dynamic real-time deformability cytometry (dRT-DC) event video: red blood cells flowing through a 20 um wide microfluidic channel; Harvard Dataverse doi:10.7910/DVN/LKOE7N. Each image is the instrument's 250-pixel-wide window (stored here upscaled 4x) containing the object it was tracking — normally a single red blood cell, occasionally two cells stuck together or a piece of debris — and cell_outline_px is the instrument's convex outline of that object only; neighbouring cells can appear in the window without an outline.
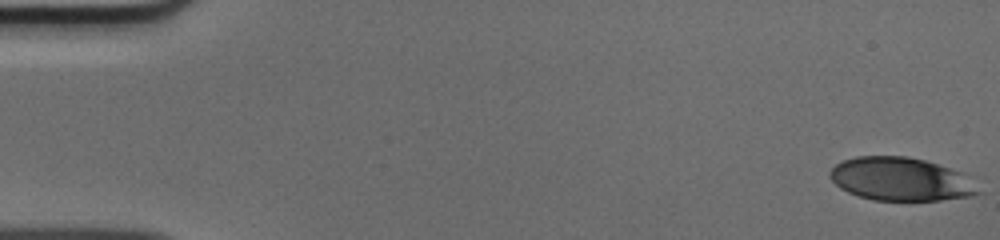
{"species": "human", "species_latin": "Homo sapiens", "temperature_condition": "cold", "stored_images_in_passage": 50, "camera_frame_rate_fps": 3000, "um_per_image_px": 0.085, "donor": {"sex": "male"}, "frame": {"image": 1, "passage_image": 1, "time_ms": 0.0, "image_size_px": [1000, 240], "cell_outline_px": [[984, 192], [972, 196], [940, 200], [872, 200], [848, 192], [840, 188], [828, 176], [828, 172], [836, 164], [844, 160], [856, 156], [908, 156], [924, 160], [964, 172]], "centroid_in_image_um": [76.61, 15.23], "position_along_channel_um": 8.4, "area_um2": 37.69}}
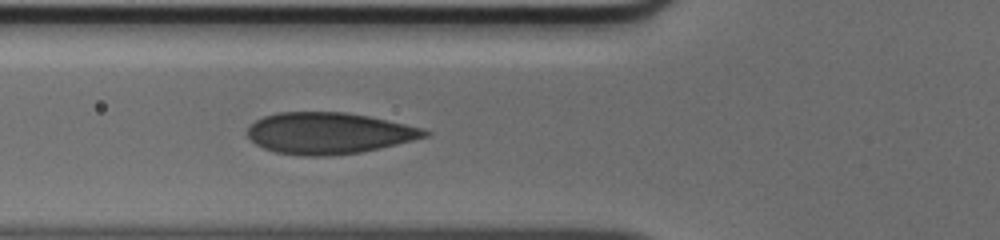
{"frame": {"image": 2, "passage_image": 19, "time_ms": 6.0, "image_size_px": [1000, 240], "cell_outline_px": [[432, 132], [428, 136], [380, 148], [360, 152], [328, 156], [300, 156], [276, 152], [264, 148], [256, 144], [248, 136], [248, 128], [256, 120], [264, 116], [276, 112], [344, 112], [368, 116], [424, 128]], "centroid_in_image_um": [27.95, 11.32], "position_along_channel_um": 97.9, "area_um2": 42.66}}
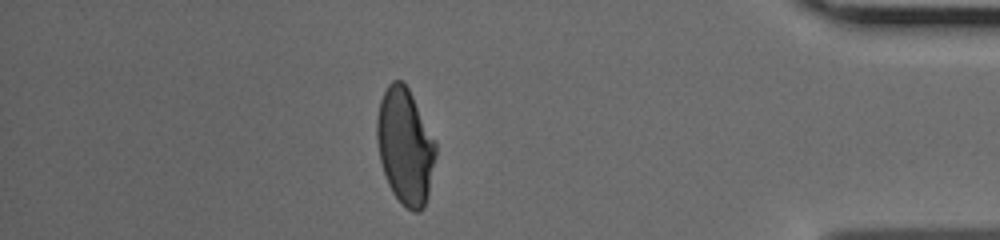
{"frame": {"image": 3, "passage_image": 44, "time_ms": 14.333, "image_size_px": [1000, 240], "cell_outline_px": [[436, 156], [428, 196], [424, 208], [420, 212], [412, 212], [392, 192], [388, 184], [380, 160], [376, 140], [376, 116], [380, 100], [388, 84], [392, 80], [400, 80], [408, 88], [436, 140]], "centroid_in_image_um": [34.44, 12.43], "position_along_channel_um": 400.8, "area_um2": 39.88}}